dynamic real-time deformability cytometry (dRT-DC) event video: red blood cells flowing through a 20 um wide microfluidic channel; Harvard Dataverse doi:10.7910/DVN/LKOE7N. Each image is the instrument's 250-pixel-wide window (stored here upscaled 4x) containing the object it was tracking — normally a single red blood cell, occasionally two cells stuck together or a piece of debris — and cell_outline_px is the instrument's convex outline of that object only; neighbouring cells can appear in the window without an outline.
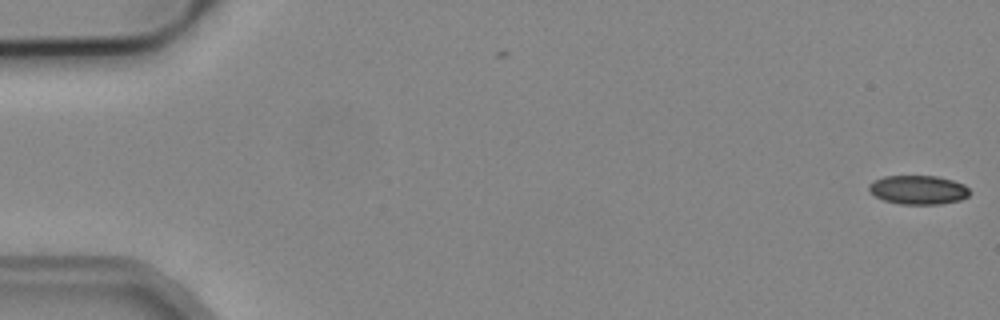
{"species": "common noctule bat (a hibernating species)", "species_latin": "Nyctalus noctula", "temperature_condition": "cold", "stored_images_in_passage": 6, "camera_frame_rate_fps": 3000, "um_per_image_px": 0.085, "animal": {"sex": "male", "body_mass_g": 19.2, "forearm_length_mm": 51.8}, "frame": {"image": 1, "passage_image": 1, "time_ms": 0.0, "image_size_px": [1000, 320], "cell_outline_px": [[968, 196], [960, 200], [940, 204], [900, 204], [884, 200], [876, 196], [868, 188], [868, 184], [884, 176], [936, 176], [952, 180], [964, 184], [968, 188]], "centroid_in_image_um": [78.05, 16.13], "position_along_channel_um": 6.9, "area_um2": 16.82}}
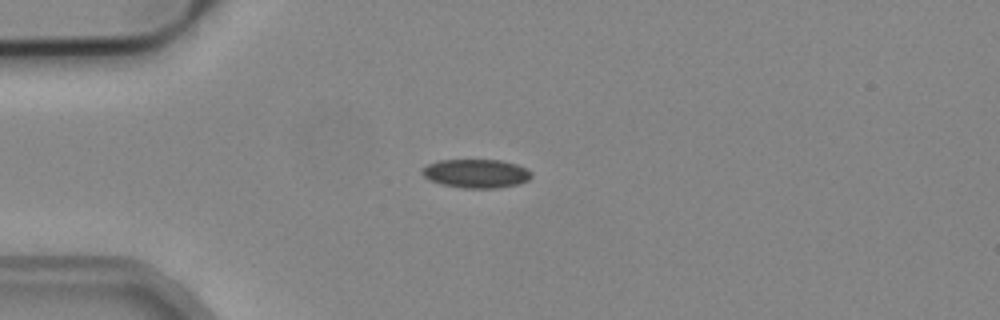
{"frame": {"image": 2, "passage_image": 4, "time_ms": 1.0, "image_size_px": [1000, 320], "cell_outline_px": [[532, 176], [528, 180], [520, 184], [500, 188], [464, 188], [440, 184], [428, 180], [420, 172], [428, 164], [440, 160], [500, 160], [516, 164], [528, 168], [532, 172]], "centroid_in_image_um": [40.5, 14.75], "position_along_channel_um": 44.5, "area_um2": 18.5}}